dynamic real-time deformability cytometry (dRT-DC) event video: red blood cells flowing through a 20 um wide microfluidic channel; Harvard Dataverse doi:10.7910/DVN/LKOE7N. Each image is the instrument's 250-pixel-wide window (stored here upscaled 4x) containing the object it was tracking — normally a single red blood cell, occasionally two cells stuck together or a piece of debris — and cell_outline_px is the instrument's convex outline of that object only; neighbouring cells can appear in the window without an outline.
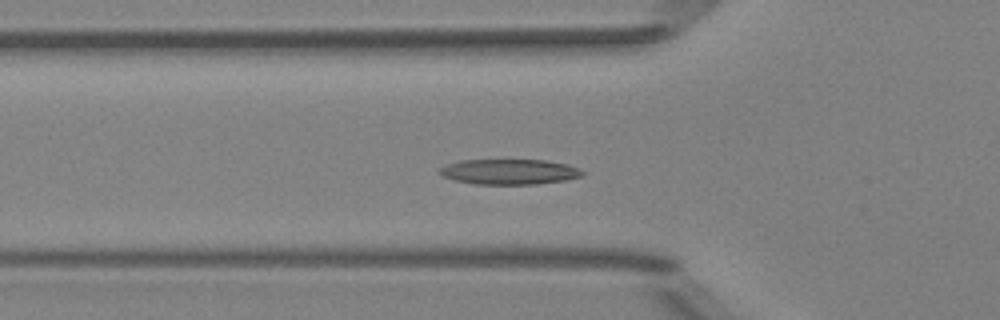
{"species": "Egyptian fruit bat (a non-hibernating species)", "species_latin": "Rousettus aegyptiacus", "temperature_condition": "room temperature", "stored_images_in_passage": 52, "camera_frame_rate_fps": 3000, "um_per_image_px": 0.085, "animal": {"sex": "female"}, "frame": {"image": 1, "passage_image": 17, "time_ms": 5.333, "image_size_px": [1000, 320], "cell_outline_px": [[584, 172], [580, 176], [564, 180], [536, 184], [476, 184], [456, 180], [444, 176], [436, 172], [440, 168], [448, 164], [460, 160], [544, 160], [568, 164]], "centroid_in_image_um": [43.26, 14.59], "position_along_channel_um": 82.5, "area_um2": 20.81}}
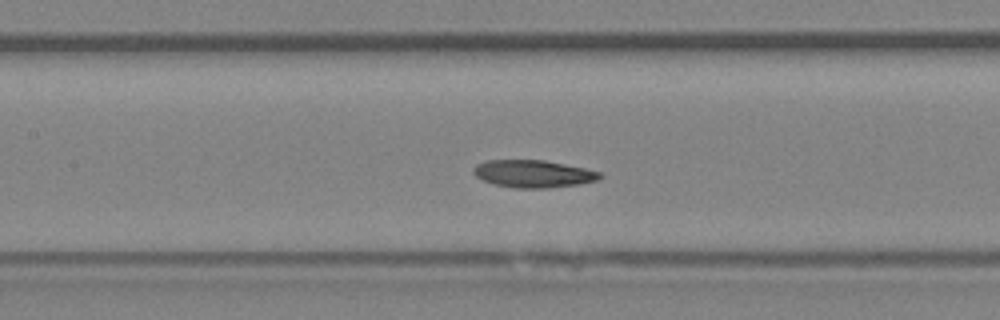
{"frame": {"image": 2, "passage_image": 23, "time_ms": 7.333, "image_size_px": [1000, 320], "cell_outline_px": [[604, 176], [596, 180], [580, 184], [548, 188], [512, 188], [492, 184], [476, 176], [472, 172], [472, 168], [476, 164], [484, 160], [544, 160], [584, 168], [600, 172]], "centroid_in_image_um": [45.29, 14.77], "position_along_channel_um": 162.1, "area_um2": 20.35}}
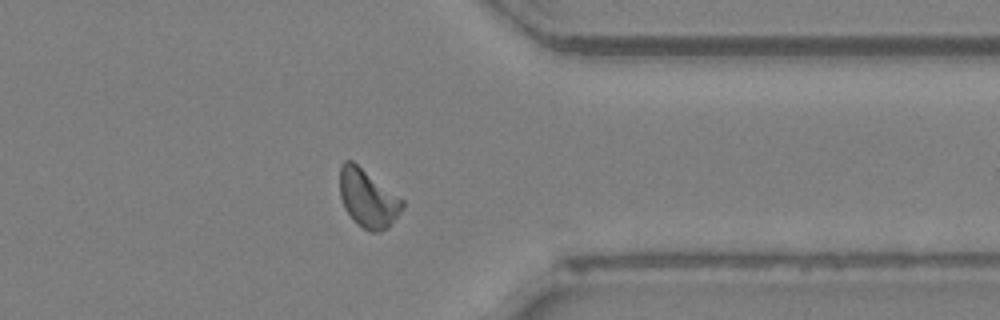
{"frame": {"image": 3, "passage_image": 40, "time_ms": 13.0, "image_size_px": [1000, 320], "cell_outline_px": [[404, 208], [388, 228], [380, 232], [372, 232], [356, 224], [344, 208], [340, 196], [340, 164], [344, 160], [352, 160], [404, 200]], "centroid_in_image_um": [31.26, 16.87], "position_along_channel_um": 380.1, "area_um2": 21.27}, "authors_computed_cell_mechanics": {"area_um2": 20.3167, "velocity_mm_per_s": 3.991, "shape_relaxation_time_tau1_ms": 9.4412, "shape_relaxation_time_tau2_ms": 3.6756, "deformation_change_tau1": 0.232, "deformation_change_tau2": 0.1063}}